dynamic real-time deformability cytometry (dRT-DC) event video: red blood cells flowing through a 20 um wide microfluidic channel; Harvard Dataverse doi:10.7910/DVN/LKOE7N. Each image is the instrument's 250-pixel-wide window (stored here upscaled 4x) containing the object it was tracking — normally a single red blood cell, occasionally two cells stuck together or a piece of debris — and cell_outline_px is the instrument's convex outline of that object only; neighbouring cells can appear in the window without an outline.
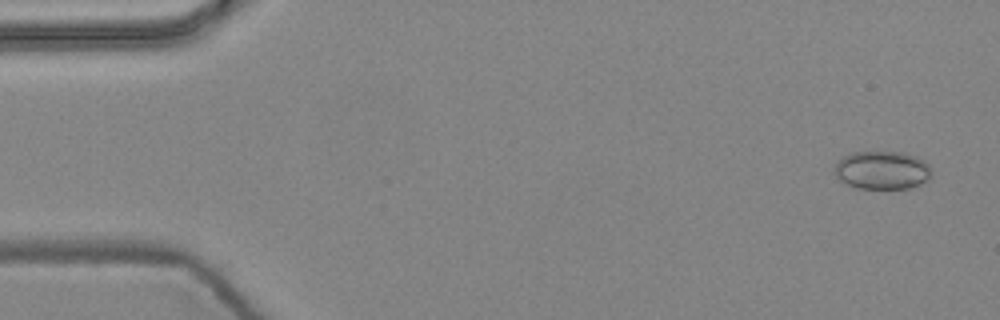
{"species": "common noctule bat (a hibernating species)", "species_latin": "Nyctalus noctula", "temperature_condition": "warm", "stored_images_in_passage": 6, "camera_frame_rate_fps": 3000, "um_per_image_px": 0.085, "animal": {"sex": "female", "body_mass_g": 24.6, "forearm_length_mm": 56.2}, "frame": {"image": 1, "passage_image": 1, "time_ms": 0.0, "image_size_px": [1000, 320], "cell_outline_px": [[932, 172], [928, 180], [920, 184], [908, 188], [856, 188], [840, 180], [832, 172], [836, 164], [844, 156], [852, 152], [900, 152], [916, 156], [924, 160], [928, 164]], "centroid_in_image_um": [74.98, 14.46], "position_along_channel_um": 10.0, "area_um2": 21.62}}
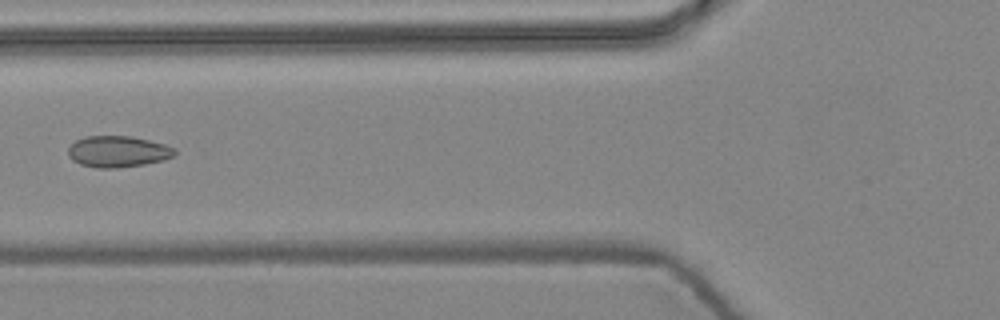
{"frame": {"image": 2, "passage_image": 6, "time_ms": 1.667, "image_size_px": [1000, 320], "cell_outline_px": [[176, 152], [172, 156], [164, 160], [144, 164], [116, 168], [100, 168], [80, 164], [72, 160], [68, 156], [68, 148], [76, 140], [84, 136], [132, 136], [164, 144], [176, 148]], "centroid_in_image_um": [10.01, 12.88], "position_along_channel_um": 115.8, "area_um2": 19.42}}